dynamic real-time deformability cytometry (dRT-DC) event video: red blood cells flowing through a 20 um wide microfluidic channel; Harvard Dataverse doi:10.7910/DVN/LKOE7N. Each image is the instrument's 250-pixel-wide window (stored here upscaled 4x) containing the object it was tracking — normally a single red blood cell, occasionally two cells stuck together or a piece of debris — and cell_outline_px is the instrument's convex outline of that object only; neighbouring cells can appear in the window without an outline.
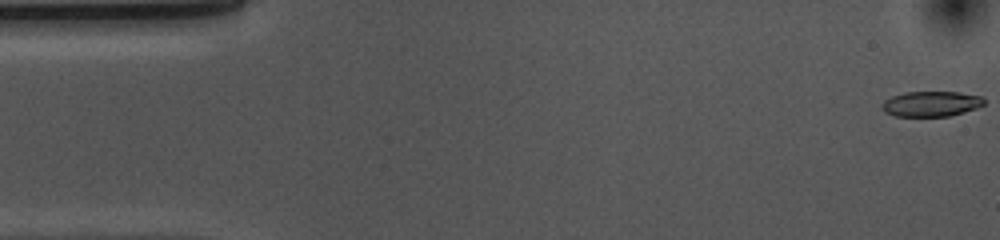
{"species": "common noctule bat (a hibernating species)", "species_latin": "Nyctalus noctula", "temperature_condition": "cold", "stored_images_in_passage": 7, "camera_frame_rate_fps": 3000, "um_per_image_px": 0.085, "animal": {"sex": "female", "body_mass_g": 10.0, "forearm_length_mm": 53.1}, "frame": {"image": 1, "passage_image": 1, "time_ms": 0.0, "image_size_px": [1000, 240], "cell_outline_px": [[984, 104], [976, 108], [964, 112], [948, 116], [896, 116], [884, 112], [880, 108], [880, 104], [884, 100], [892, 96], [904, 92], [960, 92], [984, 96]], "centroid_in_image_um": [79.13, 8.82], "position_along_channel_um": 5.9, "area_um2": 15.2}}